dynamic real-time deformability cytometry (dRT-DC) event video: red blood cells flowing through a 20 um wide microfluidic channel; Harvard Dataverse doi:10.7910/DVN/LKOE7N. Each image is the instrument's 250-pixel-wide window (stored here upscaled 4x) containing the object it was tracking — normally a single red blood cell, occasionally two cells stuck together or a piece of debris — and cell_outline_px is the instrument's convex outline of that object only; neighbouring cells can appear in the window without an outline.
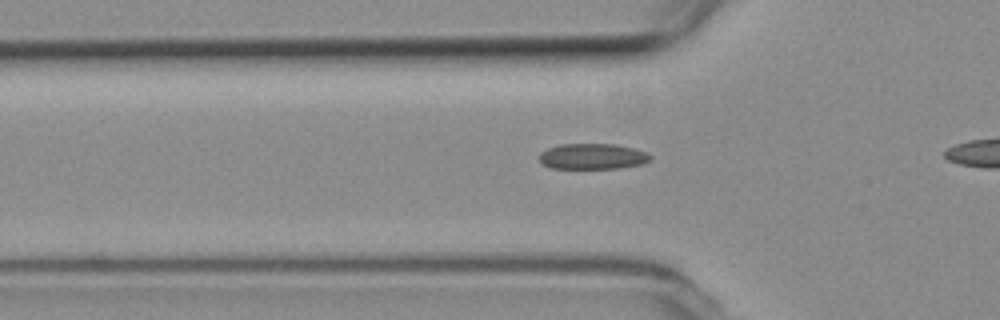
{"species": "common noctule bat (a hibernating species)", "species_latin": "Nyctalus noctula", "temperature_condition": "room temperature", "stored_images_in_passage": 37, "camera_frame_rate_fps": 3000, "um_per_image_px": 0.085, "animal": {"sex": "female", "body_mass_g": 19.3, "forearm_length_mm": 54.1}, "frame": {"image": 1, "passage_image": 11, "time_ms": 3.333, "image_size_px": [1000, 320], "cell_outline_px": [[652, 160], [640, 164], [620, 168], [552, 168], [544, 164], [540, 160], [540, 152], [548, 148], [560, 144], [616, 144], [648, 152], [652, 156]], "centroid_in_image_um": [50.4, 13.29], "position_along_channel_um": 75.4, "area_um2": 16.59}}
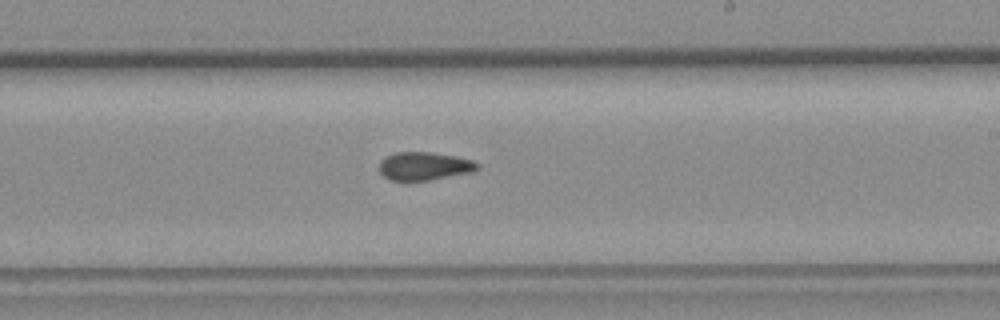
{"frame": {"image": 2, "passage_image": 25, "time_ms": 8.0, "image_size_px": [1000, 320], "cell_outline_px": [[480, 168], [472, 172], [428, 180], [388, 180], [380, 172], [380, 160], [384, 156], [396, 152], [428, 152], [456, 156], [472, 160], [480, 164]], "centroid_in_image_um": [36.06, 14.11], "position_along_channel_um": 252.9, "area_um2": 16.13}}
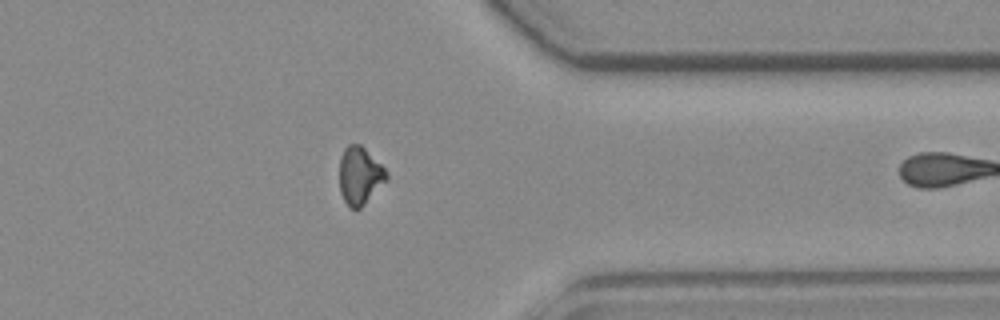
{"frame": {"image": 3, "passage_image": 36, "time_ms": 11.667, "image_size_px": [1000, 320], "cell_outline_px": [[388, 180], [360, 208], [348, 208], [340, 192], [340, 156], [344, 148], [348, 144], [360, 144], [388, 172]], "centroid_in_image_um": [30.58, 14.94], "position_along_channel_um": 380.8, "area_um2": 15.78}}